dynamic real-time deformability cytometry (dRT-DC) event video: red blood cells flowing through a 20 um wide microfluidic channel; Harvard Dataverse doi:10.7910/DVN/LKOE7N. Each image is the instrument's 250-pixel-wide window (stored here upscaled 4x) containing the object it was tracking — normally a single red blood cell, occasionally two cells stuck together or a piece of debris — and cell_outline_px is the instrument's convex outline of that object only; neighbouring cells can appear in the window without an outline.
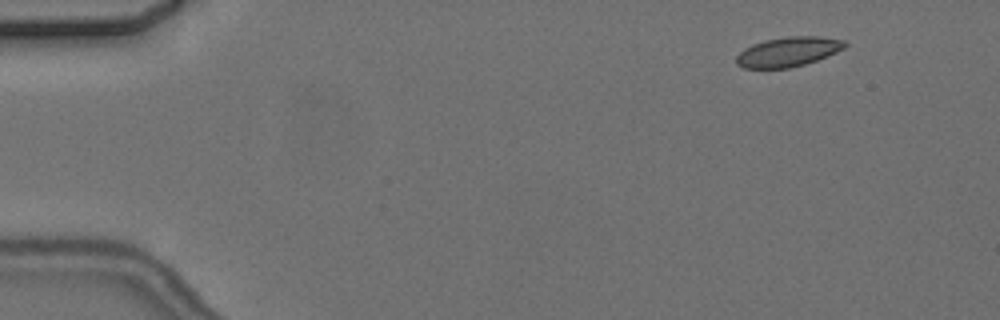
{"species": "common noctule bat (a hibernating species)", "species_latin": "Nyctalus noctula", "temperature_condition": "cold", "stored_images_in_passage": 4, "camera_frame_rate_fps": 3000, "um_per_image_px": 0.085, "animal": {"sex": "female", "body_mass_g": 24.6, "forearm_length_mm": 56.2}, "frame": {"image": 1, "passage_image": 2, "time_ms": 1.333, "image_size_px": [1000, 320], "cell_outline_px": [[848, 44], [844, 48], [836, 52], [816, 60], [804, 64], [788, 68], [744, 68], [736, 64], [736, 56], [744, 48], [752, 44], [764, 40], [788, 36], [820, 36], [844, 40]], "centroid_in_image_um": [66.97, 4.39], "position_along_channel_um": 18.0, "area_um2": 18.73}}